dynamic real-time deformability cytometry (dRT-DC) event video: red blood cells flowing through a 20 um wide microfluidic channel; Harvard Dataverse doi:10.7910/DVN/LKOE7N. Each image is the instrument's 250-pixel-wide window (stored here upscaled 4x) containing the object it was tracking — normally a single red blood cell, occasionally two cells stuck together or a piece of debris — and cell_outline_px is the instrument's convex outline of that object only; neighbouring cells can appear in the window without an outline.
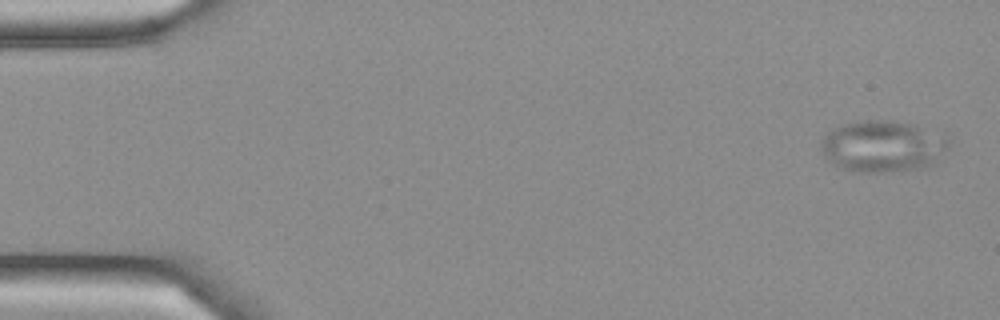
{"species": "Egyptian fruit bat (a non-hibernating species)", "species_latin": "Rousettus aegyptiacus", "temperature_condition": "cold", "stored_images_in_passage": 6, "camera_frame_rate_fps": 3000, "um_per_image_px": 0.085, "frame": {"image": 1, "passage_image": 1, "time_ms": 0.0, "image_size_px": [1000, 320], "cell_outline_px": [[948, 148], [940, 160], [936, 164], [924, 168], [892, 172], [856, 172], [836, 168], [824, 156], [820, 148], [820, 144], [824, 136], [832, 128], [840, 124], [868, 120], [880, 120], [912, 124], [948, 132]], "centroid_in_image_um": [75.09, 12.45], "position_along_channel_um": 9.9, "area_um2": 39.48}}